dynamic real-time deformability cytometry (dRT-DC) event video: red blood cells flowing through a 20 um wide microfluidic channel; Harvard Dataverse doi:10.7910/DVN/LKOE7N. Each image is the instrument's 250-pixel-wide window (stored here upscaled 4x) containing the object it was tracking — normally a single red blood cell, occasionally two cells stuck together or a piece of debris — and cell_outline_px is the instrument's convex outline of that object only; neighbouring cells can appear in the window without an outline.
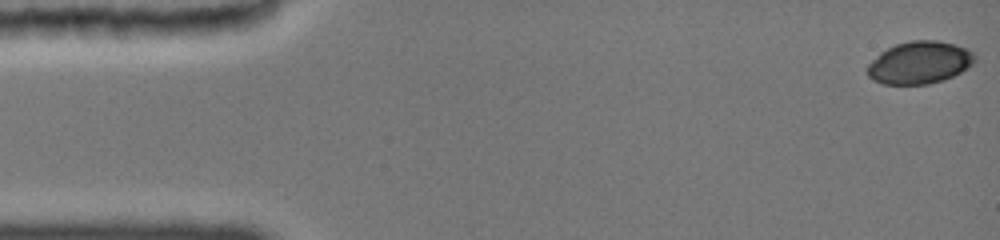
{"species": "common noctule bat (a hibernating species)", "species_latin": "Nyctalus noctula", "temperature_condition": "cold", "stored_images_in_passage": 11, "camera_frame_rate_fps": 3000, "um_per_image_px": 0.085, "animal": {"sex": "female", "body_mass_g": 19.0, "forearm_length_mm": 51.5}, "frame": {"image": 1, "passage_image": 1, "time_ms": 0.0, "image_size_px": [1000, 240], "cell_outline_px": [[976, 60], [968, 68], [944, 80], [928, 84], [884, 84], [872, 80], [868, 76], [868, 64], [880, 52], [896, 44], [912, 40], [936, 40], [956, 44], [976, 52]], "centroid_in_image_um": [78.19, 5.31], "position_along_channel_um": 6.8, "area_um2": 26.7}}